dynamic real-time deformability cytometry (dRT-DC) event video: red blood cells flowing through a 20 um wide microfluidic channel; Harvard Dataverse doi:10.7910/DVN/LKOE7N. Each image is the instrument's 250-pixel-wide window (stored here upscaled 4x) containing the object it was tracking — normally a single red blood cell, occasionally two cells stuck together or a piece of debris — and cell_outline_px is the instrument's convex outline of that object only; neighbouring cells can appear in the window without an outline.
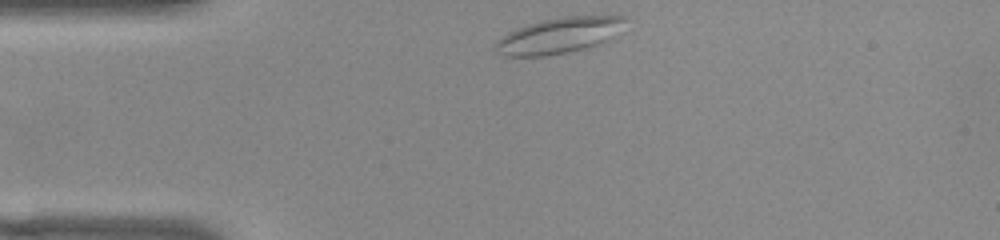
{"species": "common noctule bat (a hibernating species)", "species_latin": "Nyctalus noctula", "temperature_condition": "warm", "stored_images_in_passage": 36, "camera_frame_rate_fps": 3000, "um_per_image_px": 0.085, "animal": {"sex": "female", "body_mass_g": 22.0, "forearm_length_mm": 56.7}, "frame": {"image": 1, "passage_image": 1, "time_ms": 0.0, "image_size_px": [1000, 240], "cell_outline_px": [[624, 20], [612, 36], [608, 40], [588, 48], [544, 56], [504, 56], [496, 52], [496, 40], [508, 32], [516, 28], [528, 24], [544, 20], [564, 16], [624, 16]], "centroid_in_image_um": [47.43, 3.03], "position_along_channel_um": 37.6, "area_um2": 26.53}}
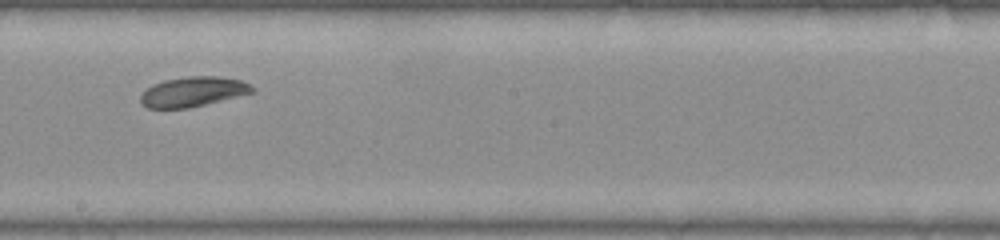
{"frame": {"image": 2, "passage_image": 19, "time_ms": 6.0, "image_size_px": [1000, 240], "cell_outline_px": [[256, 92], [188, 108], [148, 108], [140, 104], [140, 96], [152, 84], [164, 80], [188, 76], [220, 76], [244, 80], [256, 88]], "centroid_in_image_um": [16.45, 7.78], "position_along_channel_um": 231.8, "area_um2": 19.65}}
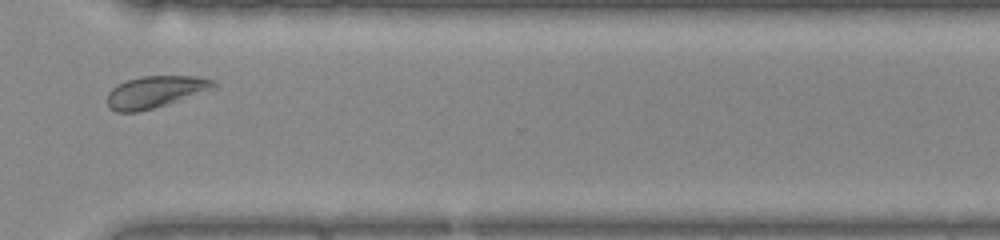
{"frame": {"image": 3, "passage_image": 29, "time_ms": 9.333, "image_size_px": [1000, 240], "cell_outline_px": [[216, 88], [168, 104], [136, 112], [116, 112], [108, 108], [108, 92], [116, 84], [124, 80], [140, 76], [196, 76], [212, 80], [216, 84]], "centroid_in_image_um": [13.17, 7.8], "position_along_channel_um": 357.4, "area_um2": 19.83}, "authors_computed_cell_mechanics": {"area_um2": 20.4323, "velocity_mm_per_s": 3.7436, "shape_relaxation_time_tau1_ms": 6.7248, "shape_relaxation_time_tau2_ms": null, "deformation_change_tau1": 0.1116, "deformation_change_tau2": null}}